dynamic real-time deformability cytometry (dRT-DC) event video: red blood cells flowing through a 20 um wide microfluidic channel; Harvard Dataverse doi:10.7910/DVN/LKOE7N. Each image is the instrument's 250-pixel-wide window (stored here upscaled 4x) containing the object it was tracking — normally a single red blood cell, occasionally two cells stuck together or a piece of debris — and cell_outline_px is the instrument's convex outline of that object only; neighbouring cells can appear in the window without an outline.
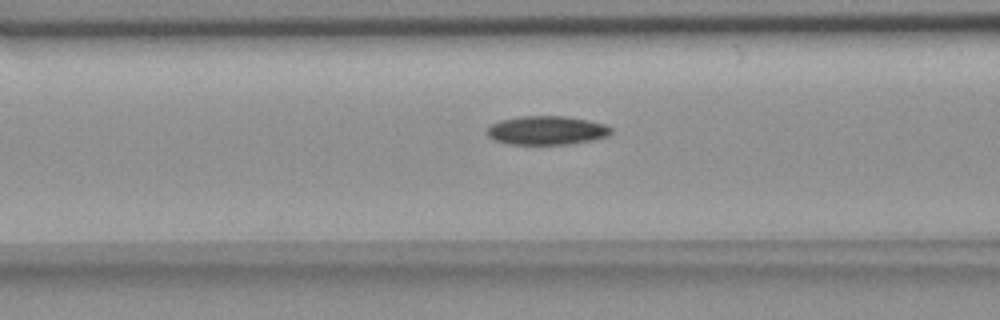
{"species": "common noctule bat (a hibernating species)", "species_latin": "Nyctalus noctula", "temperature_condition": "room temperature", "stored_images_in_passage": 40, "camera_frame_rate_fps": 3000, "um_per_image_px": 0.085, "animal": {"sex": "female", "body_mass_g": 18.4}, "frame": {"image": 1, "passage_image": 16, "time_ms": 5.0, "image_size_px": [1000, 320], "cell_outline_px": [[612, 132], [608, 136], [592, 140], [568, 144], [508, 144], [492, 140], [484, 132], [488, 124], [500, 120], [520, 116], [564, 116], [588, 120], [604, 124], [612, 128]], "centroid_in_image_um": [46.4, 11.08], "position_along_channel_um": 120.2, "area_um2": 21.1}}
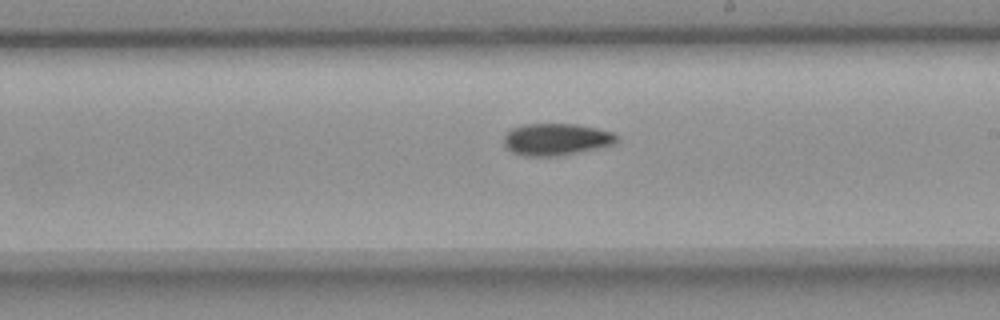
{"frame": {"image": 2, "passage_image": 26, "time_ms": 8.333, "image_size_px": [1000, 320], "cell_outline_px": [[620, 140], [616, 144], [604, 148], [556, 156], [524, 156], [512, 152], [504, 144], [504, 136], [512, 128], [524, 124], [576, 124], [616, 132], [620, 136]], "centroid_in_image_um": [47.38, 11.85], "position_along_channel_um": 241.6, "area_um2": 21.44}}
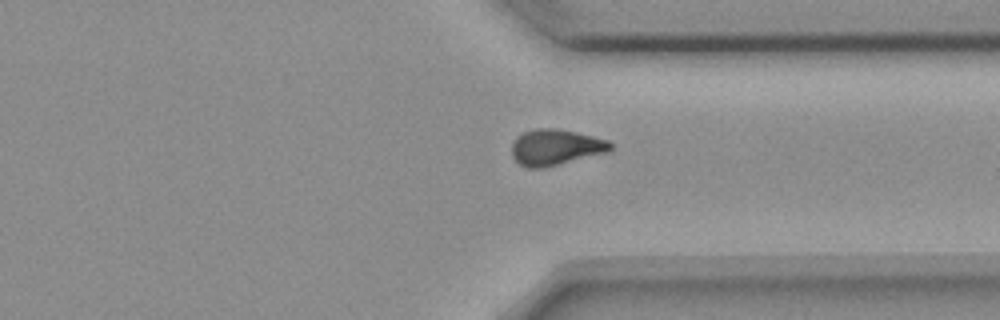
{"frame": {"image": 3, "passage_image": 36, "time_ms": 11.667, "image_size_px": [1000, 320], "cell_outline_px": [[612, 148], [608, 152], [544, 168], [528, 168], [520, 164], [512, 156], [512, 144], [516, 136], [524, 132], [536, 128], [556, 128], [576, 132], [608, 140], [612, 144]], "centroid_in_image_um": [47.22, 12.51], "position_along_channel_um": 364.2, "area_um2": 20.69}}